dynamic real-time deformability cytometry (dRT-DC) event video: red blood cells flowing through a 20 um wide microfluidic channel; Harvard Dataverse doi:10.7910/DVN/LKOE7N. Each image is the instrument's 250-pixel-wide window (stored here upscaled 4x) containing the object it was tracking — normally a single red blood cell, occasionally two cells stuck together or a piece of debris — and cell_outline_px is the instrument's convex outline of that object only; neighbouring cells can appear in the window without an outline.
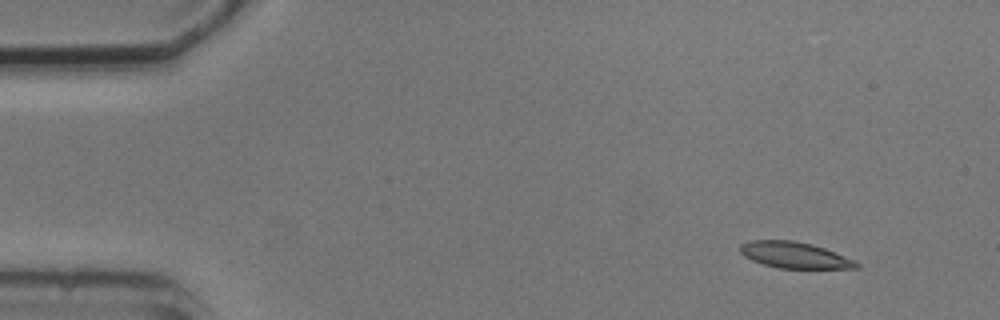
{"species": "common noctule bat (a hibernating species)", "species_latin": "Nyctalus noctula", "temperature_condition": "cold", "stored_images_in_passage": 2, "camera_frame_rate_fps": 3000, "um_per_image_px": 0.085, "animal": {"sex": "male", "body_mass_g": 20.5, "forearm_length_mm": 52.5}, "frame": {"image": 1, "passage_image": 1, "time_ms": 0.0, "image_size_px": [1000, 320], "cell_outline_px": [[860, 268], [780, 268], [764, 264], [752, 260], [744, 256], [740, 252], [740, 244], [748, 240], [792, 240], [812, 244], [824, 248], [856, 260], [860, 264]], "centroid_in_image_um": [67.54, 21.67], "position_along_channel_um": 17.5, "area_um2": 17.74}}
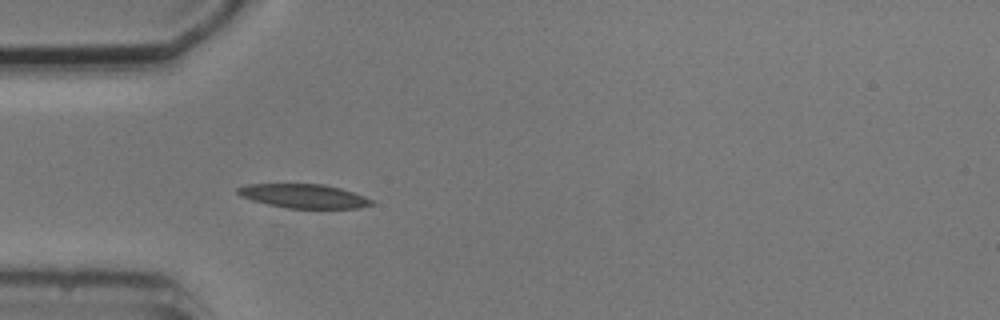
{"frame": {"image": 2, "passage_image": 2, "time_ms": 3.667, "image_size_px": [1000, 320], "cell_outline_px": [[372, 204], [360, 208], [288, 208], [268, 204], [252, 200], [240, 196], [236, 192], [236, 188], [248, 184], [324, 184], [340, 188], [364, 196], [372, 200]], "centroid_in_image_um": [25.79, 16.66], "position_along_channel_um": 59.2, "area_um2": 18.55}}